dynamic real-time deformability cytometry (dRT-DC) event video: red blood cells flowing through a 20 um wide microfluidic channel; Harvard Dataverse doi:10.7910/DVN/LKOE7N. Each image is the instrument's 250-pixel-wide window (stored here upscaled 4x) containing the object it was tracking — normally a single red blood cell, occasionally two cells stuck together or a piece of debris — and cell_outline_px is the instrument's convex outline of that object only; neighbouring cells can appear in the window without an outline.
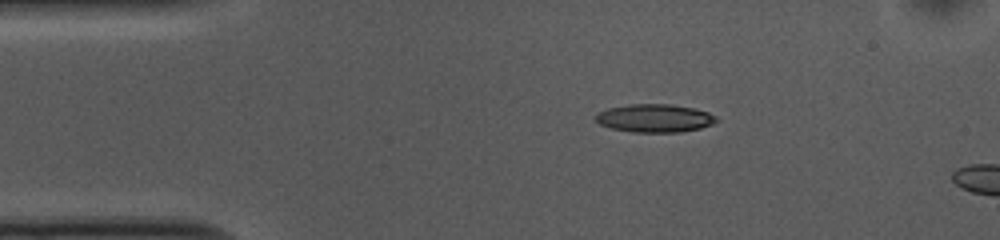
{"species": "common noctule bat (a hibernating species)", "species_latin": "Nyctalus noctula", "temperature_condition": "cold", "stored_images_in_passage": 5, "camera_frame_rate_fps": 3000, "um_per_image_px": 0.085, "animal": {"sex": "female", "body_mass_g": 10.0, "forearm_length_mm": 53.1}, "frame": {"image": 1, "passage_image": 1, "time_ms": 0.0, "image_size_px": [1000, 240], "cell_outline_px": [[716, 120], [712, 124], [700, 128], [680, 132], [632, 132], [612, 128], [600, 124], [596, 120], [596, 112], [608, 108], [628, 104], [672, 104], [692, 108], [708, 112], [716, 116]], "centroid_in_image_um": [55.62, 10.04], "position_along_channel_um": 29.4, "area_um2": 19.71}}